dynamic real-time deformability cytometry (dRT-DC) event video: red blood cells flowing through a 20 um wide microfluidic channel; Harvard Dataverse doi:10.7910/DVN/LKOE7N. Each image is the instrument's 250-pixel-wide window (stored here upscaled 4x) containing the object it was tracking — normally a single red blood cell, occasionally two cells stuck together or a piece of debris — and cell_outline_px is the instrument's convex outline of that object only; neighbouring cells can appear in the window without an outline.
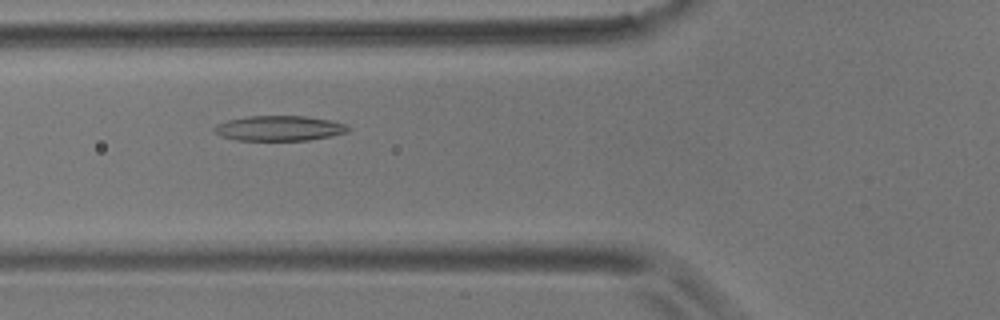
{"species": "common noctule bat (a hibernating species)", "species_latin": "Nyctalus noctula", "temperature_condition": "room temperature", "stored_images_in_passage": 4, "camera_frame_rate_fps": 3000, "um_per_image_px": 0.085, "animal": {"sex": "male", "body_mass_g": 17.9}, "frame": {"image": 1, "passage_image": 3, "time_ms": 2.333, "image_size_px": [1000, 320], "cell_outline_px": [[352, 128], [348, 132], [308, 140], [236, 140], [220, 136], [212, 128], [216, 124], [228, 120], [248, 116], [304, 116], [328, 120], [344, 124]], "centroid_in_image_um": [23.7, 10.9], "position_along_channel_um": 102.1, "area_um2": 19.42}}
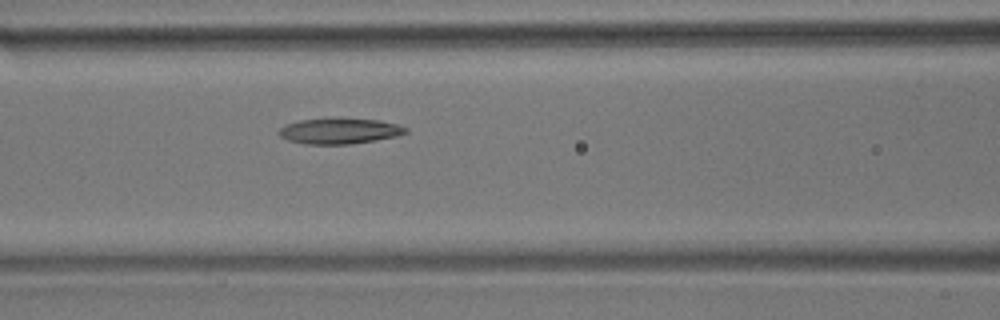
{"frame": {"image": 2, "passage_image": 4, "time_ms": 3.333, "image_size_px": [1000, 320], "cell_outline_px": [[408, 132], [396, 136], [376, 140], [348, 144], [304, 144], [288, 140], [280, 136], [276, 132], [280, 128], [288, 124], [300, 120], [380, 120], [400, 124], [408, 128]], "centroid_in_image_um": [28.88, 11.16], "position_along_channel_um": 137.7, "area_um2": 18.44}}